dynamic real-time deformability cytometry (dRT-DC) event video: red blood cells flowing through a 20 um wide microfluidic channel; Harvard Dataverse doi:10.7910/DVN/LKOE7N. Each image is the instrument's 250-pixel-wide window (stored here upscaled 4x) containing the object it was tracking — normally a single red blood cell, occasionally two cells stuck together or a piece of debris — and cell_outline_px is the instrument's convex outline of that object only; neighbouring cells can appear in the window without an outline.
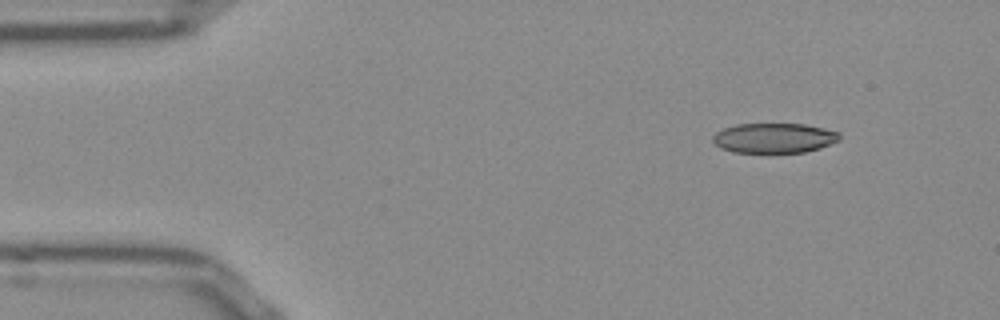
{"species": "Egyptian fruit bat (a non-hibernating species)", "species_latin": "Rousettus aegyptiacus", "temperature_condition": "room temperature", "stored_images_in_passage": 47, "camera_frame_rate_fps": 3000, "um_per_image_px": 0.085, "frame": {"image": 1, "passage_image": 1, "time_ms": 0.0, "image_size_px": [1000, 320], "cell_outline_px": [[840, 140], [820, 148], [804, 152], [732, 152], [720, 148], [712, 140], [712, 136], [716, 132], [724, 128], [736, 124], [804, 124], [824, 128], [840, 132]], "centroid_in_image_um": [65.8, 11.73], "position_along_channel_um": 19.2, "area_um2": 22.08}}
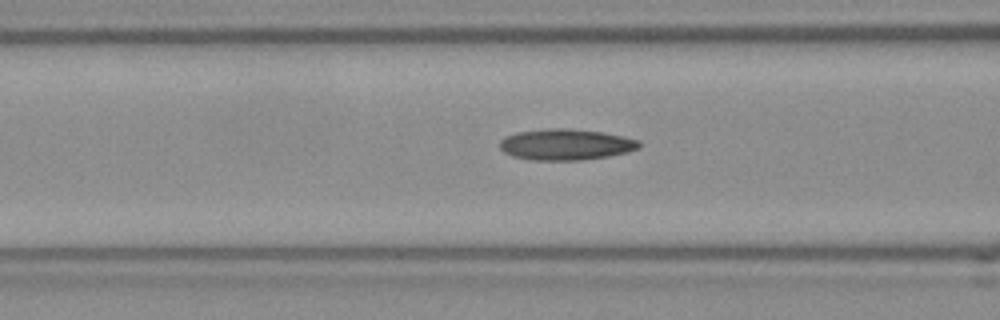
{"frame": {"image": 2, "passage_image": 15, "time_ms": 4.667, "image_size_px": [1000, 320], "cell_outline_px": [[640, 148], [628, 152], [608, 156], [580, 160], [532, 160], [512, 156], [504, 152], [500, 148], [500, 140], [516, 132], [548, 128], [564, 128], [604, 132], [624, 136], [640, 140]], "centroid_in_image_um": [48.12, 12.28], "position_along_channel_um": 118.5, "area_um2": 25.32}}
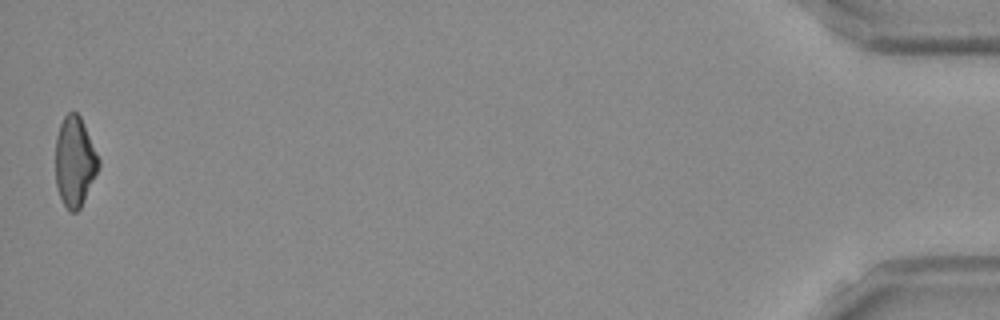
{"frame": {"image": 3, "passage_image": 47, "time_ms": 15.333, "image_size_px": [1000, 320], "cell_outline_px": [[100, 164], [80, 208], [76, 212], [68, 212], [60, 196], [56, 184], [56, 136], [60, 124], [64, 116], [68, 112], [76, 112], [80, 116], [100, 160]], "centroid_in_image_um": [6.34, 13.73], "position_along_channel_um": 428.9, "area_um2": 22.25}, "authors_computed_cell_mechanics": {"area_um2": 23.987, "velocity_mm_per_s": 3.8468, "shape_relaxation_time_tau1_ms": null, "shape_relaxation_time_tau2_ms": 3.2237, "deformation_change_tau1": null, "deformation_change_tau2": 0.1182}}